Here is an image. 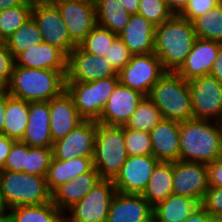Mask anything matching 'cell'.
I'll return each mask as SVG.
<instances>
[{"instance_id": "6da1fadb", "label": "cell", "mask_w": 222, "mask_h": 222, "mask_svg": "<svg viewBox=\"0 0 222 222\" xmlns=\"http://www.w3.org/2000/svg\"><path fill=\"white\" fill-rule=\"evenodd\" d=\"M180 160L211 163L222 157V122L191 119L179 123Z\"/></svg>"}, {"instance_id": "7a4b0ae2", "label": "cell", "mask_w": 222, "mask_h": 222, "mask_svg": "<svg viewBox=\"0 0 222 222\" xmlns=\"http://www.w3.org/2000/svg\"><path fill=\"white\" fill-rule=\"evenodd\" d=\"M66 71L33 69L14 65L7 91L27 102H45L66 90Z\"/></svg>"}, {"instance_id": "3957f363", "label": "cell", "mask_w": 222, "mask_h": 222, "mask_svg": "<svg viewBox=\"0 0 222 222\" xmlns=\"http://www.w3.org/2000/svg\"><path fill=\"white\" fill-rule=\"evenodd\" d=\"M196 39L193 23L173 15L155 28L154 54L166 71L176 72L185 62Z\"/></svg>"}, {"instance_id": "277c9868", "label": "cell", "mask_w": 222, "mask_h": 222, "mask_svg": "<svg viewBox=\"0 0 222 222\" xmlns=\"http://www.w3.org/2000/svg\"><path fill=\"white\" fill-rule=\"evenodd\" d=\"M148 97L159 108L163 119L180 123L194 118L189 81L177 72L166 71Z\"/></svg>"}, {"instance_id": "5b68a950", "label": "cell", "mask_w": 222, "mask_h": 222, "mask_svg": "<svg viewBox=\"0 0 222 222\" xmlns=\"http://www.w3.org/2000/svg\"><path fill=\"white\" fill-rule=\"evenodd\" d=\"M0 194L7 209L24 205H39L52 201L46 176L24 172L0 171Z\"/></svg>"}, {"instance_id": "8992f818", "label": "cell", "mask_w": 222, "mask_h": 222, "mask_svg": "<svg viewBox=\"0 0 222 222\" xmlns=\"http://www.w3.org/2000/svg\"><path fill=\"white\" fill-rule=\"evenodd\" d=\"M128 157L123 126H107L96 122L93 167L101 179L114 180Z\"/></svg>"}, {"instance_id": "52a82bcc", "label": "cell", "mask_w": 222, "mask_h": 222, "mask_svg": "<svg viewBox=\"0 0 222 222\" xmlns=\"http://www.w3.org/2000/svg\"><path fill=\"white\" fill-rule=\"evenodd\" d=\"M119 83L118 76L92 82H66V91L73 98L77 111L85 120L97 121Z\"/></svg>"}, {"instance_id": "ba28073f", "label": "cell", "mask_w": 222, "mask_h": 222, "mask_svg": "<svg viewBox=\"0 0 222 222\" xmlns=\"http://www.w3.org/2000/svg\"><path fill=\"white\" fill-rule=\"evenodd\" d=\"M116 189L113 180L100 179L87 195L64 213L67 222H106Z\"/></svg>"}, {"instance_id": "9c48e42d", "label": "cell", "mask_w": 222, "mask_h": 222, "mask_svg": "<svg viewBox=\"0 0 222 222\" xmlns=\"http://www.w3.org/2000/svg\"><path fill=\"white\" fill-rule=\"evenodd\" d=\"M194 119L222 122V83L207 74L189 80Z\"/></svg>"}, {"instance_id": "30bf717a", "label": "cell", "mask_w": 222, "mask_h": 222, "mask_svg": "<svg viewBox=\"0 0 222 222\" xmlns=\"http://www.w3.org/2000/svg\"><path fill=\"white\" fill-rule=\"evenodd\" d=\"M161 60L154 54L132 55L128 64L118 73L123 86L148 96L153 85L165 74Z\"/></svg>"}, {"instance_id": "8fae6325", "label": "cell", "mask_w": 222, "mask_h": 222, "mask_svg": "<svg viewBox=\"0 0 222 222\" xmlns=\"http://www.w3.org/2000/svg\"><path fill=\"white\" fill-rule=\"evenodd\" d=\"M118 76L106 56H95L76 46L67 55L66 82H92Z\"/></svg>"}, {"instance_id": "7c38bea8", "label": "cell", "mask_w": 222, "mask_h": 222, "mask_svg": "<svg viewBox=\"0 0 222 222\" xmlns=\"http://www.w3.org/2000/svg\"><path fill=\"white\" fill-rule=\"evenodd\" d=\"M31 17L40 30L43 42L58 47L66 55L77 46L71 40L66 23L55 5L33 3Z\"/></svg>"}, {"instance_id": "4fadbf2b", "label": "cell", "mask_w": 222, "mask_h": 222, "mask_svg": "<svg viewBox=\"0 0 222 222\" xmlns=\"http://www.w3.org/2000/svg\"><path fill=\"white\" fill-rule=\"evenodd\" d=\"M173 194L202 203L208 184L207 164L178 160L173 162Z\"/></svg>"}, {"instance_id": "5bb4252c", "label": "cell", "mask_w": 222, "mask_h": 222, "mask_svg": "<svg viewBox=\"0 0 222 222\" xmlns=\"http://www.w3.org/2000/svg\"><path fill=\"white\" fill-rule=\"evenodd\" d=\"M66 23L71 40L78 46L97 25L92 0H66L55 5Z\"/></svg>"}, {"instance_id": "9a60e30c", "label": "cell", "mask_w": 222, "mask_h": 222, "mask_svg": "<svg viewBox=\"0 0 222 222\" xmlns=\"http://www.w3.org/2000/svg\"><path fill=\"white\" fill-rule=\"evenodd\" d=\"M158 162L153 155L128 156L113 180L116 191L142 195Z\"/></svg>"}, {"instance_id": "2e32d148", "label": "cell", "mask_w": 222, "mask_h": 222, "mask_svg": "<svg viewBox=\"0 0 222 222\" xmlns=\"http://www.w3.org/2000/svg\"><path fill=\"white\" fill-rule=\"evenodd\" d=\"M96 121L84 120L64 138L53 144V157L71 160L78 157H93Z\"/></svg>"}, {"instance_id": "e0dca14e", "label": "cell", "mask_w": 222, "mask_h": 222, "mask_svg": "<svg viewBox=\"0 0 222 222\" xmlns=\"http://www.w3.org/2000/svg\"><path fill=\"white\" fill-rule=\"evenodd\" d=\"M143 97L140 92L119 83L96 122L107 126L126 125Z\"/></svg>"}, {"instance_id": "ac0fdd59", "label": "cell", "mask_w": 222, "mask_h": 222, "mask_svg": "<svg viewBox=\"0 0 222 222\" xmlns=\"http://www.w3.org/2000/svg\"><path fill=\"white\" fill-rule=\"evenodd\" d=\"M152 219L153 207L141 194L116 191L106 222H149Z\"/></svg>"}, {"instance_id": "d6986e66", "label": "cell", "mask_w": 222, "mask_h": 222, "mask_svg": "<svg viewBox=\"0 0 222 222\" xmlns=\"http://www.w3.org/2000/svg\"><path fill=\"white\" fill-rule=\"evenodd\" d=\"M221 47L220 42L197 38L185 62L176 72L187 81L210 74Z\"/></svg>"}, {"instance_id": "ffe728a7", "label": "cell", "mask_w": 222, "mask_h": 222, "mask_svg": "<svg viewBox=\"0 0 222 222\" xmlns=\"http://www.w3.org/2000/svg\"><path fill=\"white\" fill-rule=\"evenodd\" d=\"M50 131L53 142L64 138L85 119L77 111L73 98L65 90L49 101Z\"/></svg>"}, {"instance_id": "44dd1931", "label": "cell", "mask_w": 222, "mask_h": 222, "mask_svg": "<svg viewBox=\"0 0 222 222\" xmlns=\"http://www.w3.org/2000/svg\"><path fill=\"white\" fill-rule=\"evenodd\" d=\"M49 101L29 102L28 124L20 141L30 147L53 148Z\"/></svg>"}, {"instance_id": "7402d4cb", "label": "cell", "mask_w": 222, "mask_h": 222, "mask_svg": "<svg viewBox=\"0 0 222 222\" xmlns=\"http://www.w3.org/2000/svg\"><path fill=\"white\" fill-rule=\"evenodd\" d=\"M152 155L159 161L180 160L179 122L162 119L149 132Z\"/></svg>"}, {"instance_id": "603a6c76", "label": "cell", "mask_w": 222, "mask_h": 222, "mask_svg": "<svg viewBox=\"0 0 222 222\" xmlns=\"http://www.w3.org/2000/svg\"><path fill=\"white\" fill-rule=\"evenodd\" d=\"M155 28L140 14H132L128 24L118 34L132 55L154 53Z\"/></svg>"}, {"instance_id": "cb8c5ba5", "label": "cell", "mask_w": 222, "mask_h": 222, "mask_svg": "<svg viewBox=\"0 0 222 222\" xmlns=\"http://www.w3.org/2000/svg\"><path fill=\"white\" fill-rule=\"evenodd\" d=\"M15 65L33 69L67 70V55L58 47L41 42L18 54Z\"/></svg>"}, {"instance_id": "d4e9b609", "label": "cell", "mask_w": 222, "mask_h": 222, "mask_svg": "<svg viewBox=\"0 0 222 222\" xmlns=\"http://www.w3.org/2000/svg\"><path fill=\"white\" fill-rule=\"evenodd\" d=\"M100 179L97 170L93 167L89 172L80 174L59 186L52 193V202L65 213L70 207L84 198Z\"/></svg>"}, {"instance_id": "484cf974", "label": "cell", "mask_w": 222, "mask_h": 222, "mask_svg": "<svg viewBox=\"0 0 222 222\" xmlns=\"http://www.w3.org/2000/svg\"><path fill=\"white\" fill-rule=\"evenodd\" d=\"M93 168L92 157H78L71 160H59L52 157L46 181L48 189L53 193L59 186L69 182L80 174Z\"/></svg>"}, {"instance_id": "4316f807", "label": "cell", "mask_w": 222, "mask_h": 222, "mask_svg": "<svg viewBox=\"0 0 222 222\" xmlns=\"http://www.w3.org/2000/svg\"><path fill=\"white\" fill-rule=\"evenodd\" d=\"M173 162L159 161L142 196L154 207L173 194Z\"/></svg>"}, {"instance_id": "83f0119b", "label": "cell", "mask_w": 222, "mask_h": 222, "mask_svg": "<svg viewBox=\"0 0 222 222\" xmlns=\"http://www.w3.org/2000/svg\"><path fill=\"white\" fill-rule=\"evenodd\" d=\"M200 204L187 196L171 194L153 207L155 222H183Z\"/></svg>"}, {"instance_id": "f1b7e54d", "label": "cell", "mask_w": 222, "mask_h": 222, "mask_svg": "<svg viewBox=\"0 0 222 222\" xmlns=\"http://www.w3.org/2000/svg\"><path fill=\"white\" fill-rule=\"evenodd\" d=\"M29 102L10 96L7 91L3 135L20 141L28 124Z\"/></svg>"}, {"instance_id": "f546056e", "label": "cell", "mask_w": 222, "mask_h": 222, "mask_svg": "<svg viewBox=\"0 0 222 222\" xmlns=\"http://www.w3.org/2000/svg\"><path fill=\"white\" fill-rule=\"evenodd\" d=\"M97 24L119 34L128 24L129 14L118 0H94Z\"/></svg>"}, {"instance_id": "4dcf8cb0", "label": "cell", "mask_w": 222, "mask_h": 222, "mask_svg": "<svg viewBox=\"0 0 222 222\" xmlns=\"http://www.w3.org/2000/svg\"><path fill=\"white\" fill-rule=\"evenodd\" d=\"M12 222H61L64 213L52 202L24 205L8 210Z\"/></svg>"}, {"instance_id": "1f68e13d", "label": "cell", "mask_w": 222, "mask_h": 222, "mask_svg": "<svg viewBox=\"0 0 222 222\" xmlns=\"http://www.w3.org/2000/svg\"><path fill=\"white\" fill-rule=\"evenodd\" d=\"M41 42H43L42 35L32 17L5 41L14 58L28 47L31 48Z\"/></svg>"}, {"instance_id": "d6a6232c", "label": "cell", "mask_w": 222, "mask_h": 222, "mask_svg": "<svg viewBox=\"0 0 222 222\" xmlns=\"http://www.w3.org/2000/svg\"><path fill=\"white\" fill-rule=\"evenodd\" d=\"M192 23L197 38L222 43V2Z\"/></svg>"}, {"instance_id": "836d02e7", "label": "cell", "mask_w": 222, "mask_h": 222, "mask_svg": "<svg viewBox=\"0 0 222 222\" xmlns=\"http://www.w3.org/2000/svg\"><path fill=\"white\" fill-rule=\"evenodd\" d=\"M162 119L163 115L159 108L148 96H144L125 126L135 130L150 132Z\"/></svg>"}, {"instance_id": "e575fe53", "label": "cell", "mask_w": 222, "mask_h": 222, "mask_svg": "<svg viewBox=\"0 0 222 222\" xmlns=\"http://www.w3.org/2000/svg\"><path fill=\"white\" fill-rule=\"evenodd\" d=\"M33 3L26 0L22 5L0 11V36L6 41L32 14Z\"/></svg>"}, {"instance_id": "d590c367", "label": "cell", "mask_w": 222, "mask_h": 222, "mask_svg": "<svg viewBox=\"0 0 222 222\" xmlns=\"http://www.w3.org/2000/svg\"><path fill=\"white\" fill-rule=\"evenodd\" d=\"M117 37L118 35L108 28L97 24L78 46L88 54L104 57Z\"/></svg>"}, {"instance_id": "8d00e7d4", "label": "cell", "mask_w": 222, "mask_h": 222, "mask_svg": "<svg viewBox=\"0 0 222 222\" xmlns=\"http://www.w3.org/2000/svg\"><path fill=\"white\" fill-rule=\"evenodd\" d=\"M52 157V148L30 147L27 145L25 173L46 176Z\"/></svg>"}, {"instance_id": "74e56055", "label": "cell", "mask_w": 222, "mask_h": 222, "mask_svg": "<svg viewBox=\"0 0 222 222\" xmlns=\"http://www.w3.org/2000/svg\"><path fill=\"white\" fill-rule=\"evenodd\" d=\"M124 141L128 156L152 155L149 132L127 128L124 125Z\"/></svg>"}, {"instance_id": "f35d334b", "label": "cell", "mask_w": 222, "mask_h": 222, "mask_svg": "<svg viewBox=\"0 0 222 222\" xmlns=\"http://www.w3.org/2000/svg\"><path fill=\"white\" fill-rule=\"evenodd\" d=\"M138 14L155 26L169 20L174 15L167 7L165 0H140Z\"/></svg>"}, {"instance_id": "ab89813d", "label": "cell", "mask_w": 222, "mask_h": 222, "mask_svg": "<svg viewBox=\"0 0 222 222\" xmlns=\"http://www.w3.org/2000/svg\"><path fill=\"white\" fill-rule=\"evenodd\" d=\"M27 161V144L22 141H14L6 161L3 166V170L24 172Z\"/></svg>"}, {"instance_id": "60d3db41", "label": "cell", "mask_w": 222, "mask_h": 222, "mask_svg": "<svg viewBox=\"0 0 222 222\" xmlns=\"http://www.w3.org/2000/svg\"><path fill=\"white\" fill-rule=\"evenodd\" d=\"M105 56L109 59V62L114 70L119 73L128 64L132 54L124 42L117 37L109 47V50L106 52Z\"/></svg>"}, {"instance_id": "b9f144b4", "label": "cell", "mask_w": 222, "mask_h": 222, "mask_svg": "<svg viewBox=\"0 0 222 222\" xmlns=\"http://www.w3.org/2000/svg\"><path fill=\"white\" fill-rule=\"evenodd\" d=\"M201 205L213 220H222V187H209Z\"/></svg>"}, {"instance_id": "7bdbcfd3", "label": "cell", "mask_w": 222, "mask_h": 222, "mask_svg": "<svg viewBox=\"0 0 222 222\" xmlns=\"http://www.w3.org/2000/svg\"><path fill=\"white\" fill-rule=\"evenodd\" d=\"M221 2L222 0H189L179 16L192 22L195 18L207 13Z\"/></svg>"}, {"instance_id": "ee69618b", "label": "cell", "mask_w": 222, "mask_h": 222, "mask_svg": "<svg viewBox=\"0 0 222 222\" xmlns=\"http://www.w3.org/2000/svg\"><path fill=\"white\" fill-rule=\"evenodd\" d=\"M14 65V57L9 51L6 43H4L0 46V80L6 85L9 84Z\"/></svg>"}, {"instance_id": "f6af8a7d", "label": "cell", "mask_w": 222, "mask_h": 222, "mask_svg": "<svg viewBox=\"0 0 222 222\" xmlns=\"http://www.w3.org/2000/svg\"><path fill=\"white\" fill-rule=\"evenodd\" d=\"M209 187H222V157L207 164Z\"/></svg>"}, {"instance_id": "bcb514c9", "label": "cell", "mask_w": 222, "mask_h": 222, "mask_svg": "<svg viewBox=\"0 0 222 222\" xmlns=\"http://www.w3.org/2000/svg\"><path fill=\"white\" fill-rule=\"evenodd\" d=\"M213 219L200 204L183 222H211Z\"/></svg>"}, {"instance_id": "7dc6e473", "label": "cell", "mask_w": 222, "mask_h": 222, "mask_svg": "<svg viewBox=\"0 0 222 222\" xmlns=\"http://www.w3.org/2000/svg\"><path fill=\"white\" fill-rule=\"evenodd\" d=\"M15 140L0 134V171L3 170L4 163L9 154L10 148Z\"/></svg>"}, {"instance_id": "c3c4849f", "label": "cell", "mask_w": 222, "mask_h": 222, "mask_svg": "<svg viewBox=\"0 0 222 222\" xmlns=\"http://www.w3.org/2000/svg\"><path fill=\"white\" fill-rule=\"evenodd\" d=\"M210 75L214 76L222 83V47L220 48L217 58L214 61Z\"/></svg>"}, {"instance_id": "681fc988", "label": "cell", "mask_w": 222, "mask_h": 222, "mask_svg": "<svg viewBox=\"0 0 222 222\" xmlns=\"http://www.w3.org/2000/svg\"><path fill=\"white\" fill-rule=\"evenodd\" d=\"M167 7L174 15H179L186 7L189 0H165Z\"/></svg>"}, {"instance_id": "f907efd6", "label": "cell", "mask_w": 222, "mask_h": 222, "mask_svg": "<svg viewBox=\"0 0 222 222\" xmlns=\"http://www.w3.org/2000/svg\"><path fill=\"white\" fill-rule=\"evenodd\" d=\"M129 14H138L140 0H118Z\"/></svg>"}, {"instance_id": "816d5d0a", "label": "cell", "mask_w": 222, "mask_h": 222, "mask_svg": "<svg viewBox=\"0 0 222 222\" xmlns=\"http://www.w3.org/2000/svg\"><path fill=\"white\" fill-rule=\"evenodd\" d=\"M6 101H7V91L5 93L0 94V134H3Z\"/></svg>"}, {"instance_id": "f5cc1de1", "label": "cell", "mask_w": 222, "mask_h": 222, "mask_svg": "<svg viewBox=\"0 0 222 222\" xmlns=\"http://www.w3.org/2000/svg\"><path fill=\"white\" fill-rule=\"evenodd\" d=\"M26 0H0V11L7 10L9 8H15L22 5Z\"/></svg>"}, {"instance_id": "db71d44e", "label": "cell", "mask_w": 222, "mask_h": 222, "mask_svg": "<svg viewBox=\"0 0 222 222\" xmlns=\"http://www.w3.org/2000/svg\"><path fill=\"white\" fill-rule=\"evenodd\" d=\"M34 4H43V5H56L62 1L66 0H31Z\"/></svg>"}, {"instance_id": "11a10c76", "label": "cell", "mask_w": 222, "mask_h": 222, "mask_svg": "<svg viewBox=\"0 0 222 222\" xmlns=\"http://www.w3.org/2000/svg\"><path fill=\"white\" fill-rule=\"evenodd\" d=\"M7 211H8V209H7V207L3 201V198L0 194V216L4 215Z\"/></svg>"}, {"instance_id": "9f6ffc18", "label": "cell", "mask_w": 222, "mask_h": 222, "mask_svg": "<svg viewBox=\"0 0 222 222\" xmlns=\"http://www.w3.org/2000/svg\"><path fill=\"white\" fill-rule=\"evenodd\" d=\"M0 222H12L8 211L4 215L0 216Z\"/></svg>"}, {"instance_id": "6f0895ef", "label": "cell", "mask_w": 222, "mask_h": 222, "mask_svg": "<svg viewBox=\"0 0 222 222\" xmlns=\"http://www.w3.org/2000/svg\"><path fill=\"white\" fill-rule=\"evenodd\" d=\"M7 91V85L0 80V94L5 93Z\"/></svg>"}, {"instance_id": "680465c9", "label": "cell", "mask_w": 222, "mask_h": 222, "mask_svg": "<svg viewBox=\"0 0 222 222\" xmlns=\"http://www.w3.org/2000/svg\"><path fill=\"white\" fill-rule=\"evenodd\" d=\"M4 43H5V41L0 36V46L3 45Z\"/></svg>"}, {"instance_id": "91938a15", "label": "cell", "mask_w": 222, "mask_h": 222, "mask_svg": "<svg viewBox=\"0 0 222 222\" xmlns=\"http://www.w3.org/2000/svg\"><path fill=\"white\" fill-rule=\"evenodd\" d=\"M211 222H222V220H212Z\"/></svg>"}]
</instances>
